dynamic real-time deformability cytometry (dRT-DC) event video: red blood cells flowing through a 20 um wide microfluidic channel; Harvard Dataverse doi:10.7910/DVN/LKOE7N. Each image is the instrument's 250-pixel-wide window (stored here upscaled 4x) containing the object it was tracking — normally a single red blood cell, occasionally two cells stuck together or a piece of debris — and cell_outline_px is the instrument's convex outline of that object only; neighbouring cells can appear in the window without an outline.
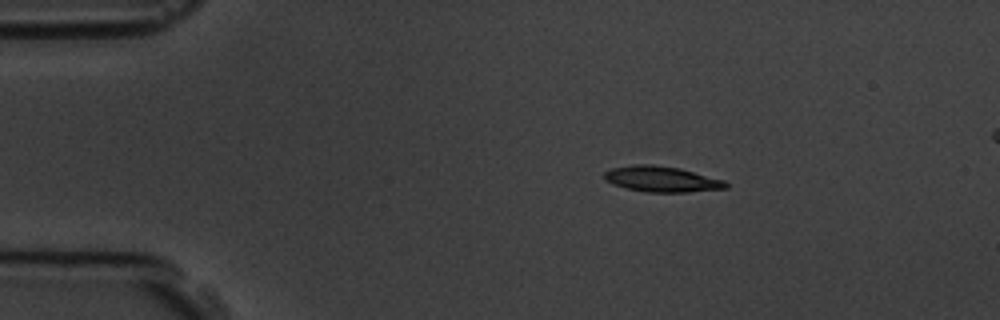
{"species": "common noctule bat (a hibernating species)", "species_latin": "Nyctalus noctula", "temperature_condition": "room temperature", "stored_images_in_passage": 5, "segment_of_instrument_passage": [1, 2], "camera_frame_rate_fps": 3000, "um_per_image_px": 0.085, "animal": {"sex": "male", "body_mass_g": 19.5, "forearm_length_mm": 54.6}, "frame": {"image": 1, "passage_image": 2, "time_ms": 1.333, "image_size_px": [1000, 320], "cell_outline_px": [[728, 188], [688, 192], [648, 192], [628, 188], [612, 184], [604, 180], [604, 172], [612, 168], [632, 164], [652, 164], [680, 168], [724, 180], [728, 184]], "centroid_in_image_um": [56.23, 15.21], "position_along_channel_um": 28.8, "area_um2": 18.21}}